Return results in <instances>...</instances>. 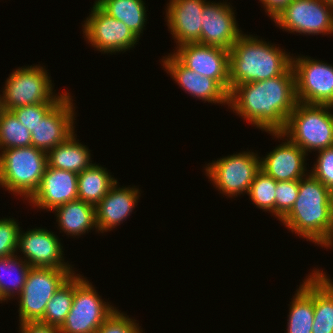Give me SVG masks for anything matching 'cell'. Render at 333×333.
Returning a JSON list of instances; mask_svg holds the SVG:
<instances>
[{"label":"cell","mask_w":333,"mask_h":333,"mask_svg":"<svg viewBox=\"0 0 333 333\" xmlns=\"http://www.w3.org/2000/svg\"><path fill=\"white\" fill-rule=\"evenodd\" d=\"M297 103L292 65L267 80L235 86L229 93L228 108L265 132H281Z\"/></svg>","instance_id":"6da1fadb"},{"label":"cell","mask_w":333,"mask_h":333,"mask_svg":"<svg viewBox=\"0 0 333 333\" xmlns=\"http://www.w3.org/2000/svg\"><path fill=\"white\" fill-rule=\"evenodd\" d=\"M280 221L306 241L331 249L333 192L308 172L299 180V193L293 207Z\"/></svg>","instance_id":"7a4b0ae2"},{"label":"cell","mask_w":333,"mask_h":333,"mask_svg":"<svg viewBox=\"0 0 333 333\" xmlns=\"http://www.w3.org/2000/svg\"><path fill=\"white\" fill-rule=\"evenodd\" d=\"M272 44L250 34L238 38L229 51V93L237 85L282 75L292 65V54Z\"/></svg>","instance_id":"3957f363"},{"label":"cell","mask_w":333,"mask_h":333,"mask_svg":"<svg viewBox=\"0 0 333 333\" xmlns=\"http://www.w3.org/2000/svg\"><path fill=\"white\" fill-rule=\"evenodd\" d=\"M47 165V153L32 145L2 150L0 187L28 201L37 191Z\"/></svg>","instance_id":"277c9868"},{"label":"cell","mask_w":333,"mask_h":333,"mask_svg":"<svg viewBox=\"0 0 333 333\" xmlns=\"http://www.w3.org/2000/svg\"><path fill=\"white\" fill-rule=\"evenodd\" d=\"M331 105L297 102L281 133L307 155L333 146Z\"/></svg>","instance_id":"5b68a950"},{"label":"cell","mask_w":333,"mask_h":333,"mask_svg":"<svg viewBox=\"0 0 333 333\" xmlns=\"http://www.w3.org/2000/svg\"><path fill=\"white\" fill-rule=\"evenodd\" d=\"M47 71L40 64L14 69L0 93L2 109L11 111L32 104L58 103L68 91L55 93Z\"/></svg>","instance_id":"8992f818"},{"label":"cell","mask_w":333,"mask_h":333,"mask_svg":"<svg viewBox=\"0 0 333 333\" xmlns=\"http://www.w3.org/2000/svg\"><path fill=\"white\" fill-rule=\"evenodd\" d=\"M95 288L82 274L74 273L72 306L59 327L60 333H97L102 323L115 312L117 308L105 302Z\"/></svg>","instance_id":"52a82bcc"},{"label":"cell","mask_w":333,"mask_h":333,"mask_svg":"<svg viewBox=\"0 0 333 333\" xmlns=\"http://www.w3.org/2000/svg\"><path fill=\"white\" fill-rule=\"evenodd\" d=\"M206 165L205 175L215 189L233 198L248 194L254 177L261 170V157L249 150L212 160Z\"/></svg>","instance_id":"ba28073f"},{"label":"cell","mask_w":333,"mask_h":333,"mask_svg":"<svg viewBox=\"0 0 333 333\" xmlns=\"http://www.w3.org/2000/svg\"><path fill=\"white\" fill-rule=\"evenodd\" d=\"M74 273V269L31 267L22 292L17 297L19 323L39 322L48 301Z\"/></svg>","instance_id":"9c48e42d"},{"label":"cell","mask_w":333,"mask_h":333,"mask_svg":"<svg viewBox=\"0 0 333 333\" xmlns=\"http://www.w3.org/2000/svg\"><path fill=\"white\" fill-rule=\"evenodd\" d=\"M83 23L84 39L102 54L124 53L140 40L122 21L107 14L96 2Z\"/></svg>","instance_id":"30bf717a"},{"label":"cell","mask_w":333,"mask_h":333,"mask_svg":"<svg viewBox=\"0 0 333 333\" xmlns=\"http://www.w3.org/2000/svg\"><path fill=\"white\" fill-rule=\"evenodd\" d=\"M297 102L333 106V65L319 59L293 56Z\"/></svg>","instance_id":"8fae6325"},{"label":"cell","mask_w":333,"mask_h":333,"mask_svg":"<svg viewBox=\"0 0 333 333\" xmlns=\"http://www.w3.org/2000/svg\"><path fill=\"white\" fill-rule=\"evenodd\" d=\"M272 21L291 34L333 36V9L323 0H293Z\"/></svg>","instance_id":"7c38bea8"},{"label":"cell","mask_w":333,"mask_h":333,"mask_svg":"<svg viewBox=\"0 0 333 333\" xmlns=\"http://www.w3.org/2000/svg\"><path fill=\"white\" fill-rule=\"evenodd\" d=\"M20 229L16 252L31 267L73 269V265L65 262L63 244L54 232L46 228L35 227L24 233ZM20 250V251H18Z\"/></svg>","instance_id":"4fadbf2b"},{"label":"cell","mask_w":333,"mask_h":333,"mask_svg":"<svg viewBox=\"0 0 333 333\" xmlns=\"http://www.w3.org/2000/svg\"><path fill=\"white\" fill-rule=\"evenodd\" d=\"M171 52L185 67L216 80L229 93V51L200 43H184Z\"/></svg>","instance_id":"5bb4252c"},{"label":"cell","mask_w":333,"mask_h":333,"mask_svg":"<svg viewBox=\"0 0 333 333\" xmlns=\"http://www.w3.org/2000/svg\"><path fill=\"white\" fill-rule=\"evenodd\" d=\"M72 95L67 93L34 127L32 146L48 153L75 131L76 109Z\"/></svg>","instance_id":"9a60e30c"},{"label":"cell","mask_w":333,"mask_h":333,"mask_svg":"<svg viewBox=\"0 0 333 333\" xmlns=\"http://www.w3.org/2000/svg\"><path fill=\"white\" fill-rule=\"evenodd\" d=\"M230 3L207 1L203 8L201 44L230 51L243 34Z\"/></svg>","instance_id":"2e32d148"},{"label":"cell","mask_w":333,"mask_h":333,"mask_svg":"<svg viewBox=\"0 0 333 333\" xmlns=\"http://www.w3.org/2000/svg\"><path fill=\"white\" fill-rule=\"evenodd\" d=\"M161 64L183 91L212 104L229 105V93L214 79L185 67L172 53L162 57Z\"/></svg>","instance_id":"e0dca14e"},{"label":"cell","mask_w":333,"mask_h":333,"mask_svg":"<svg viewBox=\"0 0 333 333\" xmlns=\"http://www.w3.org/2000/svg\"><path fill=\"white\" fill-rule=\"evenodd\" d=\"M268 134L285 141L264 158L261 157V170L276 181L300 180L306 176L309 171L305 162L308 155L281 132H268Z\"/></svg>","instance_id":"ac0fdd59"},{"label":"cell","mask_w":333,"mask_h":333,"mask_svg":"<svg viewBox=\"0 0 333 333\" xmlns=\"http://www.w3.org/2000/svg\"><path fill=\"white\" fill-rule=\"evenodd\" d=\"M78 199V174L47 165L37 191L28 200L33 208L52 211Z\"/></svg>","instance_id":"d6986e66"},{"label":"cell","mask_w":333,"mask_h":333,"mask_svg":"<svg viewBox=\"0 0 333 333\" xmlns=\"http://www.w3.org/2000/svg\"><path fill=\"white\" fill-rule=\"evenodd\" d=\"M206 0H170L165 7L166 24L176 47L184 43H200L202 14Z\"/></svg>","instance_id":"ffe728a7"},{"label":"cell","mask_w":333,"mask_h":333,"mask_svg":"<svg viewBox=\"0 0 333 333\" xmlns=\"http://www.w3.org/2000/svg\"><path fill=\"white\" fill-rule=\"evenodd\" d=\"M116 182L95 206V223L98 233L112 231L126 221L138 204L141 193L136 186H122ZM100 231V232H99Z\"/></svg>","instance_id":"44dd1931"},{"label":"cell","mask_w":333,"mask_h":333,"mask_svg":"<svg viewBox=\"0 0 333 333\" xmlns=\"http://www.w3.org/2000/svg\"><path fill=\"white\" fill-rule=\"evenodd\" d=\"M301 283L289 304L286 333H312L314 323V269Z\"/></svg>","instance_id":"7402d4cb"},{"label":"cell","mask_w":333,"mask_h":333,"mask_svg":"<svg viewBox=\"0 0 333 333\" xmlns=\"http://www.w3.org/2000/svg\"><path fill=\"white\" fill-rule=\"evenodd\" d=\"M53 211L60 232L66 233L68 237H80L91 232L90 230L97 232L95 206L92 204L76 199L56 207Z\"/></svg>","instance_id":"603a6c76"},{"label":"cell","mask_w":333,"mask_h":333,"mask_svg":"<svg viewBox=\"0 0 333 333\" xmlns=\"http://www.w3.org/2000/svg\"><path fill=\"white\" fill-rule=\"evenodd\" d=\"M75 132L64 142L52 148L47 153V163L49 167L71 171L76 174L90 167L91 160L90 149L87 145L79 143Z\"/></svg>","instance_id":"cb8c5ba5"},{"label":"cell","mask_w":333,"mask_h":333,"mask_svg":"<svg viewBox=\"0 0 333 333\" xmlns=\"http://www.w3.org/2000/svg\"><path fill=\"white\" fill-rule=\"evenodd\" d=\"M333 279L314 268V323L312 333H333Z\"/></svg>","instance_id":"d4e9b609"},{"label":"cell","mask_w":333,"mask_h":333,"mask_svg":"<svg viewBox=\"0 0 333 333\" xmlns=\"http://www.w3.org/2000/svg\"><path fill=\"white\" fill-rule=\"evenodd\" d=\"M112 176L96 163L78 173V199L96 206L118 181Z\"/></svg>","instance_id":"484cf974"},{"label":"cell","mask_w":333,"mask_h":333,"mask_svg":"<svg viewBox=\"0 0 333 333\" xmlns=\"http://www.w3.org/2000/svg\"><path fill=\"white\" fill-rule=\"evenodd\" d=\"M107 14L122 21L139 39L147 24L146 4L143 0H96Z\"/></svg>","instance_id":"4316f807"},{"label":"cell","mask_w":333,"mask_h":333,"mask_svg":"<svg viewBox=\"0 0 333 333\" xmlns=\"http://www.w3.org/2000/svg\"><path fill=\"white\" fill-rule=\"evenodd\" d=\"M30 268L21 255L0 257V292L6 302L22 292Z\"/></svg>","instance_id":"83f0119b"},{"label":"cell","mask_w":333,"mask_h":333,"mask_svg":"<svg viewBox=\"0 0 333 333\" xmlns=\"http://www.w3.org/2000/svg\"><path fill=\"white\" fill-rule=\"evenodd\" d=\"M32 145L31 132L12 111H0V151Z\"/></svg>","instance_id":"f1b7e54d"},{"label":"cell","mask_w":333,"mask_h":333,"mask_svg":"<svg viewBox=\"0 0 333 333\" xmlns=\"http://www.w3.org/2000/svg\"><path fill=\"white\" fill-rule=\"evenodd\" d=\"M74 297V274L60 287L48 301L44 316L39 321L46 325L60 327L71 310Z\"/></svg>","instance_id":"f546056e"},{"label":"cell","mask_w":333,"mask_h":333,"mask_svg":"<svg viewBox=\"0 0 333 333\" xmlns=\"http://www.w3.org/2000/svg\"><path fill=\"white\" fill-rule=\"evenodd\" d=\"M276 185V180L260 170L254 177L247 194L253 205L265 212L272 213L274 216Z\"/></svg>","instance_id":"4dcf8cb0"},{"label":"cell","mask_w":333,"mask_h":333,"mask_svg":"<svg viewBox=\"0 0 333 333\" xmlns=\"http://www.w3.org/2000/svg\"><path fill=\"white\" fill-rule=\"evenodd\" d=\"M299 193V180L277 181L275 191V218L279 221L291 210Z\"/></svg>","instance_id":"1f68e13d"},{"label":"cell","mask_w":333,"mask_h":333,"mask_svg":"<svg viewBox=\"0 0 333 333\" xmlns=\"http://www.w3.org/2000/svg\"><path fill=\"white\" fill-rule=\"evenodd\" d=\"M16 219H0V257L12 256L17 253L18 236L21 227Z\"/></svg>","instance_id":"d6a6232c"},{"label":"cell","mask_w":333,"mask_h":333,"mask_svg":"<svg viewBox=\"0 0 333 333\" xmlns=\"http://www.w3.org/2000/svg\"><path fill=\"white\" fill-rule=\"evenodd\" d=\"M137 320L129 317L125 312L116 309L99 327L97 333H143Z\"/></svg>","instance_id":"836d02e7"},{"label":"cell","mask_w":333,"mask_h":333,"mask_svg":"<svg viewBox=\"0 0 333 333\" xmlns=\"http://www.w3.org/2000/svg\"><path fill=\"white\" fill-rule=\"evenodd\" d=\"M317 153L314 167L309 172L333 192V146Z\"/></svg>","instance_id":"e575fe53"},{"label":"cell","mask_w":333,"mask_h":333,"mask_svg":"<svg viewBox=\"0 0 333 333\" xmlns=\"http://www.w3.org/2000/svg\"><path fill=\"white\" fill-rule=\"evenodd\" d=\"M57 103H39L11 110L30 132Z\"/></svg>","instance_id":"d590c367"},{"label":"cell","mask_w":333,"mask_h":333,"mask_svg":"<svg viewBox=\"0 0 333 333\" xmlns=\"http://www.w3.org/2000/svg\"><path fill=\"white\" fill-rule=\"evenodd\" d=\"M19 324V333H60L59 327L40 322H23Z\"/></svg>","instance_id":"8d00e7d4"},{"label":"cell","mask_w":333,"mask_h":333,"mask_svg":"<svg viewBox=\"0 0 333 333\" xmlns=\"http://www.w3.org/2000/svg\"><path fill=\"white\" fill-rule=\"evenodd\" d=\"M265 9L266 14L274 19L286 6H288L293 0H259Z\"/></svg>","instance_id":"74e56055"},{"label":"cell","mask_w":333,"mask_h":333,"mask_svg":"<svg viewBox=\"0 0 333 333\" xmlns=\"http://www.w3.org/2000/svg\"><path fill=\"white\" fill-rule=\"evenodd\" d=\"M323 1L328 7L333 9V0H323Z\"/></svg>","instance_id":"f35d334b"},{"label":"cell","mask_w":333,"mask_h":333,"mask_svg":"<svg viewBox=\"0 0 333 333\" xmlns=\"http://www.w3.org/2000/svg\"><path fill=\"white\" fill-rule=\"evenodd\" d=\"M6 300L4 299V297L2 296L1 292H0V303L5 302Z\"/></svg>","instance_id":"ab89813d"},{"label":"cell","mask_w":333,"mask_h":333,"mask_svg":"<svg viewBox=\"0 0 333 333\" xmlns=\"http://www.w3.org/2000/svg\"><path fill=\"white\" fill-rule=\"evenodd\" d=\"M2 110V106H1V97H0V111Z\"/></svg>","instance_id":"60d3db41"}]
</instances>
